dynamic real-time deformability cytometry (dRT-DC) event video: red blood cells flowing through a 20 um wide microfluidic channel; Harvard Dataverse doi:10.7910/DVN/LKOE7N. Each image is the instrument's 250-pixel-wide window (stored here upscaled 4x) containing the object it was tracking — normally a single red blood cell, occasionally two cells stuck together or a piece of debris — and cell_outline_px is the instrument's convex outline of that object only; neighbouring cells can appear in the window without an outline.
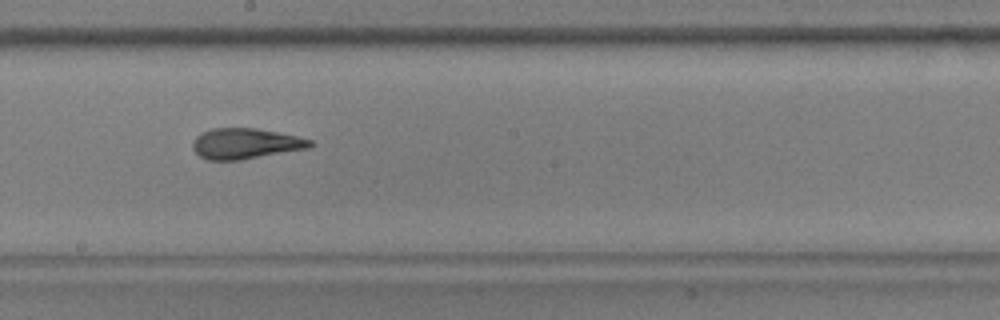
{"species": "common noctule bat (a hibernating species)", "species_latin": "Nyctalus noctula", "temperature_condition": "warm", "stored_images_in_passage": 41, "camera_frame_rate_fps": 3000, "um_per_image_px": 0.085, "animal": {"sex": "male", "body_mass_g": 17.9, "forearm_length_mm": 54.2}, "frame": {"image": 1, "passage_image": 27, "time_ms": 8.667, "image_size_px": [1000, 320], "cell_outline_px": [[316, 144], [308, 148], [240, 160], [208, 160], [200, 156], [192, 148], [192, 140], [200, 132], [212, 128], [256, 128], [296, 136], [312, 140]], "centroid_in_image_um": [20.83, 12.2], "position_along_channel_um": 227.4, "area_um2": 20.98}}
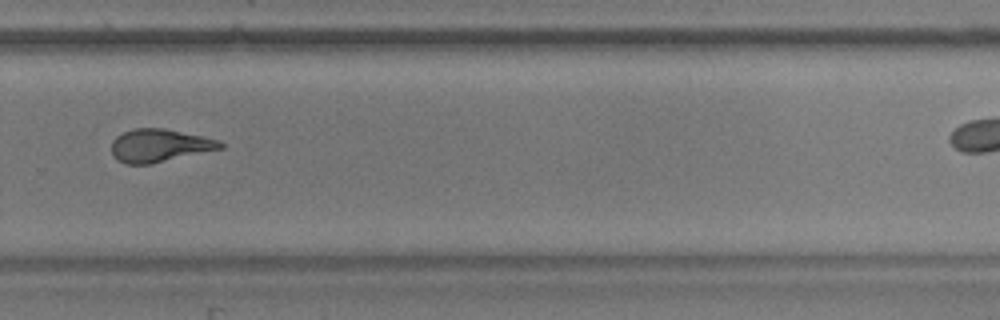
{"frame": {"image": 2, "passage_image": 34, "time_ms": 11.0, "image_size_px": [1000, 320], "cell_outline_px": [[224, 148], [152, 164], [124, 164], [116, 160], [112, 156], [112, 140], [116, 136], [132, 128], [164, 128], [204, 136], [220, 140], [224, 144]], "centroid_in_image_um": [13.56, 12.37], "position_along_channel_um": 316.2, "area_um2": 21.21}}
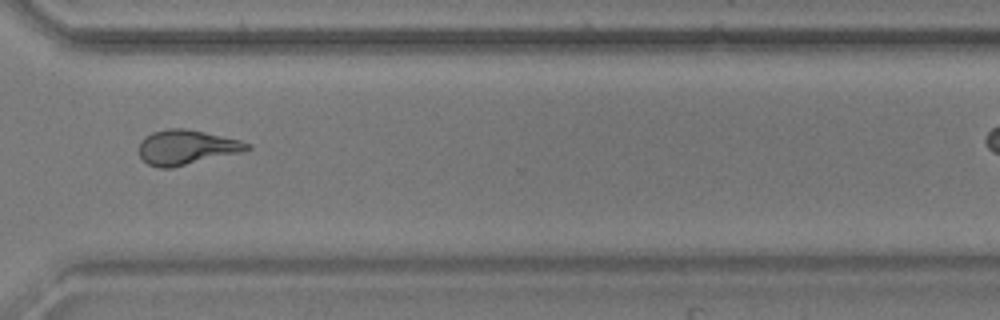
{"frame": {"image": 3, "passage_image": 37, "time_ms": 12.0, "image_size_px": [1000, 320], "cell_outline_px": [[252, 148], [244, 152], [172, 168], [160, 168], [148, 164], [140, 156], [140, 140], [152, 132], [168, 128], [184, 128], [204, 132], [240, 140], [252, 144]], "centroid_in_image_um": [15.89, 12.53], "position_along_channel_um": 354.7, "area_um2": 22.02}}